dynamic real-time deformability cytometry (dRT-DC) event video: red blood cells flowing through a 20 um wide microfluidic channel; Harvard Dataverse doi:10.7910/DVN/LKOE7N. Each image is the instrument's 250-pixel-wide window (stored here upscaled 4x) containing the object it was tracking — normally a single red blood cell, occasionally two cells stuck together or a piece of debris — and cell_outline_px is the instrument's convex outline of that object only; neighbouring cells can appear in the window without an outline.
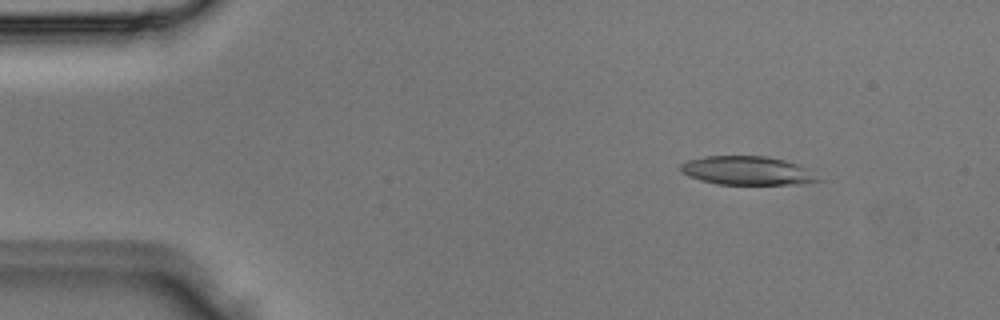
{"species": "Egyptian fruit bat (a non-hibernating species)", "species_latin": "Rousettus aegyptiacus", "temperature_condition": "room temperature", "stored_images_in_passage": 3, "camera_frame_rate_fps": 3000, "um_per_image_px": 0.085, "animal": {"sex": "male"}, "frame": {"image": 1, "passage_image": 1, "time_ms": 0.0, "image_size_px": [1000, 320], "cell_outline_px": [[824, 180], [792, 184], [716, 184], [680, 172], [680, 164], [688, 160], [704, 156], [768, 156], [800, 164], [812, 168]], "centroid_in_image_um": [63.62, 14.49], "position_along_channel_um": 21.4, "area_um2": 23.18}}
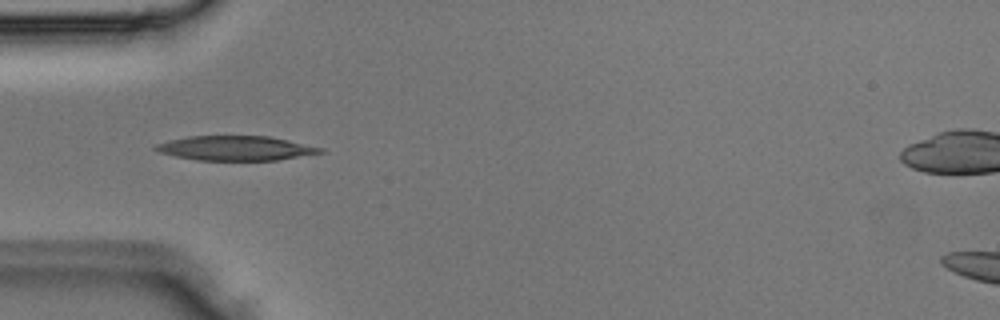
{"frame": {"image": 2, "passage_image": 3, "time_ms": 0.667, "image_size_px": [1000, 320], "cell_outline_px": [[328, 152], [276, 160], [196, 160], [176, 156], [160, 152], [152, 148], [156, 144], [168, 140], [188, 136], [268, 136], [288, 140], [324, 148]], "centroid_in_image_um": [20.05, 12.59], "position_along_channel_um": 64.9, "area_um2": 23.58}}